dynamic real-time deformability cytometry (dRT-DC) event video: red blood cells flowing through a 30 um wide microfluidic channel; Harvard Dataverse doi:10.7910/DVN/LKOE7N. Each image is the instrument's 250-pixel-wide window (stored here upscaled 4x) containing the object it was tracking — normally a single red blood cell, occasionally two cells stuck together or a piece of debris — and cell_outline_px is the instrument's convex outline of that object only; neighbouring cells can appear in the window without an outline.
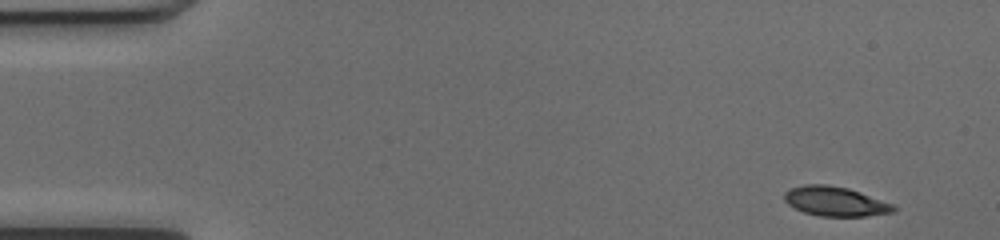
{"species": "common noctule bat (a hibernating species)", "species_latin": "Nyctalus noctula", "temperature_condition": "cold", "stored_images_in_passage": 48, "camera_frame_rate_fps": 3000, "um_per_image_px": 0.085, "animal": {"sex": "female", "body_mass_g": 17.0, "forearm_length_mm": 48.0}, "frame": {"image": 1, "passage_image": 1, "time_ms": 0.0, "image_size_px": [1000, 240], "cell_outline_px": [[896, 208], [892, 212], [864, 216], [820, 216], [804, 212], [788, 204], [784, 200], [784, 192], [792, 188], [804, 184], [824, 184], [848, 188], [860, 192], [892, 204]], "centroid_in_image_um": [70.96, 17.11], "position_along_channel_um": 14.0, "area_um2": 18.5}}
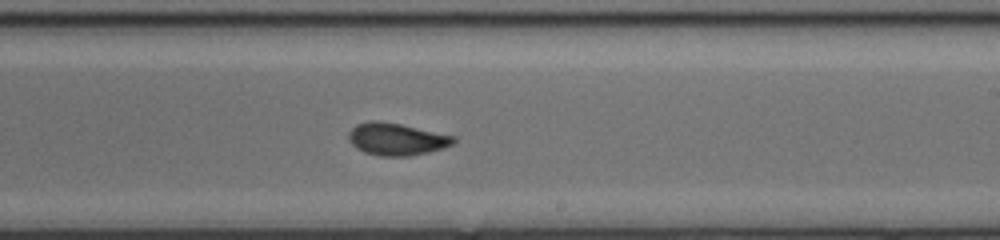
{"frame": {"image": 2, "passage_image": 28, "time_ms": 9.0, "image_size_px": [1000, 240], "cell_outline_px": [[456, 140], [452, 144], [444, 148], [428, 152], [408, 156], [380, 156], [364, 152], [356, 148], [348, 140], [348, 132], [356, 124], [368, 120], [376, 120], [400, 124], [456, 136]], "centroid_in_image_um": [33.68, 11.82], "position_along_channel_um": 255.3, "area_um2": 19.83}}
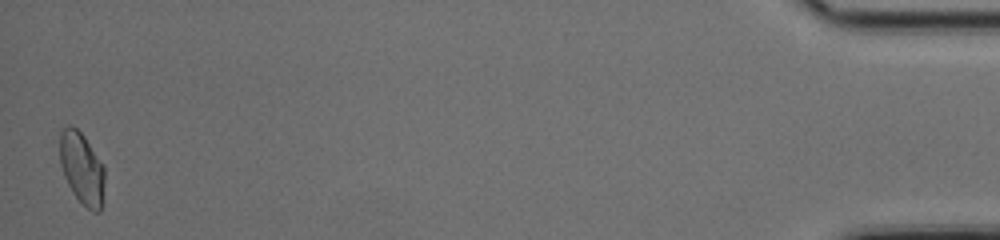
{"frame": {"image": 3, "passage_image": 48, "time_ms": 15.667, "image_size_px": [1000, 240], "cell_outline_px": [[104, 184], [100, 212], [92, 212], [72, 192], [64, 176], [60, 164], [60, 132], [68, 124], [72, 124], [84, 136], [104, 168]], "centroid_in_image_um": [6.94, 14.29], "position_along_channel_um": 428.3, "area_um2": 18.5}, "authors_computed_cell_mechanics": {"area_um2": 19.1318, "velocity_mm_per_s": 4.0506, "shape_relaxation_time_tau1_ms": 7.0416, "shape_relaxation_time_tau2_ms": 1.6729, "deformation_change_tau1": 0.1694, "deformation_change_tau2": 0.0539}}